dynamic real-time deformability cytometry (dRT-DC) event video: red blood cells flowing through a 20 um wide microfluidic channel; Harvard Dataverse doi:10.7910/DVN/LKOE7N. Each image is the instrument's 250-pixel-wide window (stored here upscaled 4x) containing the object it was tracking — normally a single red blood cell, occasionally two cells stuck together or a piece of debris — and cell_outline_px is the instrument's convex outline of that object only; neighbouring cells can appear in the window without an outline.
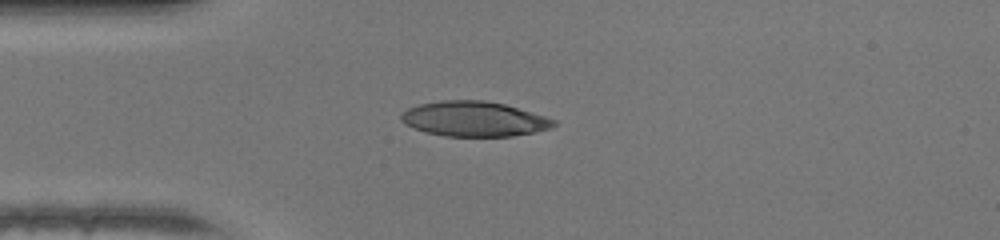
{"species": "human", "species_latin": "Homo sapiens", "temperature_condition": "warm", "stored_images_in_passage": 36, "camera_frame_rate_fps": 3000, "um_per_image_px": 0.085, "donor": {"sex": "female"}, "frame": {"image": 1, "passage_image": 1, "time_ms": 0.0, "image_size_px": [1000, 240], "cell_outline_px": [[556, 124], [548, 128], [532, 132], [512, 136], [444, 136], [424, 132], [404, 124], [400, 120], [400, 116], [408, 108], [420, 104], [440, 100], [484, 100], [504, 104], [544, 116], [556, 120]], "centroid_in_image_um": [40.24, 10.11], "position_along_channel_um": 44.8, "area_um2": 30.92}}
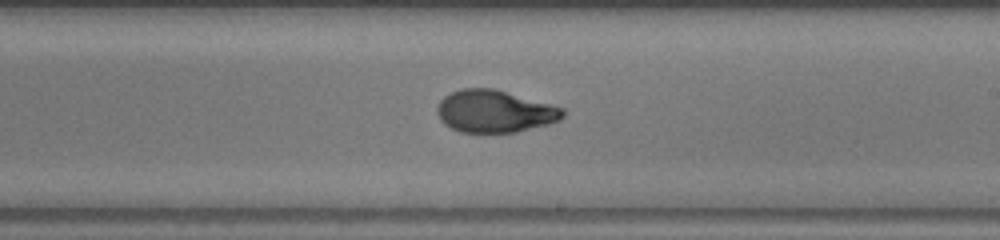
{"frame": {"image": 2, "passage_image": 16, "time_ms": 5.0, "image_size_px": [1000, 240], "cell_outline_px": [[564, 116], [560, 120], [548, 124], [516, 132], [460, 132], [444, 124], [440, 120], [436, 112], [436, 108], [440, 100], [444, 96], [460, 88], [492, 88], [564, 108]], "centroid_in_image_um": [42.01, 9.46], "position_along_channel_um": 247.0, "area_um2": 30.87}}
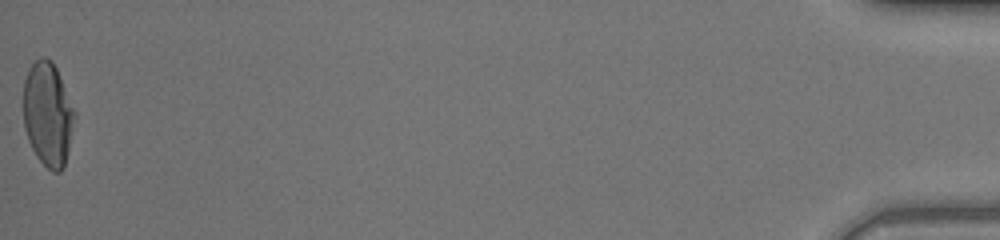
{"frame": {"image": 3, "passage_image": 36, "time_ms": 11.667, "image_size_px": [1000, 240], "cell_outline_px": [[76, 116], [64, 168], [60, 172], [52, 172], [36, 156], [28, 140], [24, 128], [24, 80], [28, 68], [40, 56], [44, 56], [52, 60], [60, 76], [76, 112]], "centroid_in_image_um": [4.07, 9.69], "position_along_channel_um": 431.1, "area_um2": 31.27}, "authors_computed_cell_mechanics": {"area_um2": 30.923, "velocity_mm_per_s": 4.392, "shape_relaxation_time_tau1_ms": 7.563, "shape_relaxation_time_tau2_ms": 0.9457, "deformation_change_tau1": 0.2959, "deformation_change_tau2": 0.0588}}